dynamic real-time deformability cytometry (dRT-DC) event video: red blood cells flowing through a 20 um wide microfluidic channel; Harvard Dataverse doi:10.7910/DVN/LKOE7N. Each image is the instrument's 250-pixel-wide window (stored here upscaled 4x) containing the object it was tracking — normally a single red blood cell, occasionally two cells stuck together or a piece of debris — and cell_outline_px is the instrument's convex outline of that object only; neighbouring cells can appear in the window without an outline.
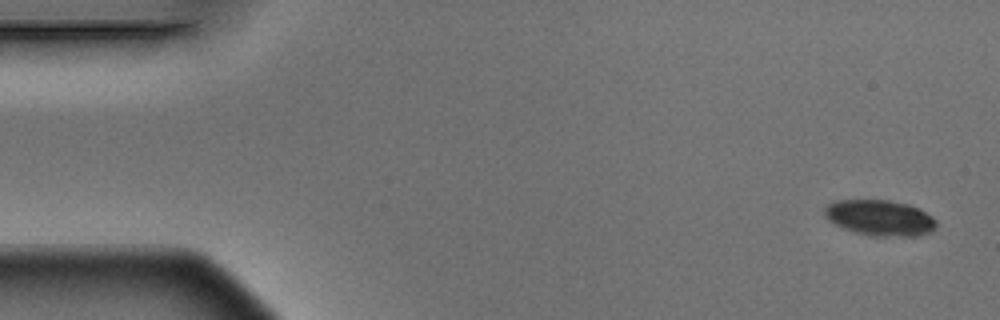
{"species": "Egyptian fruit bat (a non-hibernating species)", "species_latin": "Rousettus aegyptiacus", "temperature_condition": "warm", "stored_images_in_passage": 5, "camera_frame_rate_fps": 3000, "um_per_image_px": 0.085, "animal": {"sex": "male"}, "frame": {"image": 1, "passage_image": 1, "time_ms": 0.0, "image_size_px": [1000, 320], "cell_outline_px": [[936, 228], [932, 232], [912, 236], [868, 236], [844, 228], [828, 220], [824, 212], [824, 208], [828, 204], [836, 200], [888, 200], [908, 204], [932, 216], [936, 220]], "centroid_in_image_um": [74.79, 18.52], "position_along_channel_um": 10.2, "area_um2": 23.18}}
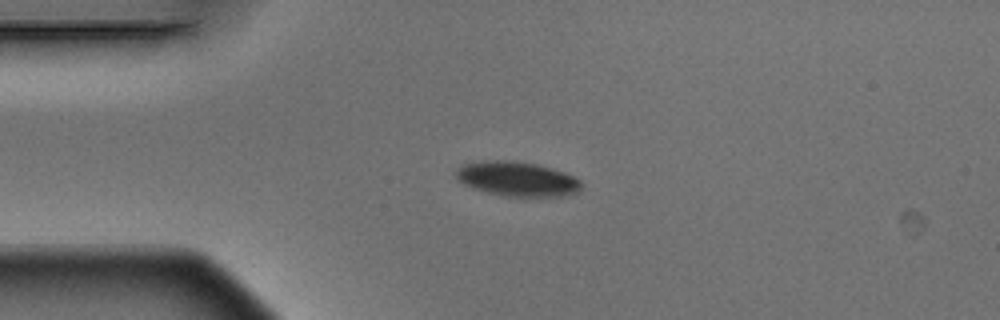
{"frame": {"image": 2, "passage_image": 4, "time_ms": 1.0, "image_size_px": [1000, 320], "cell_outline_px": [[580, 188], [576, 192], [560, 196], [504, 196], [472, 188], [464, 184], [456, 176], [456, 168], [464, 164], [480, 160], [508, 160], [536, 164], [564, 172], [580, 180]], "centroid_in_image_um": [43.91, 15.19], "position_along_channel_um": 41.1, "area_um2": 24.97}}